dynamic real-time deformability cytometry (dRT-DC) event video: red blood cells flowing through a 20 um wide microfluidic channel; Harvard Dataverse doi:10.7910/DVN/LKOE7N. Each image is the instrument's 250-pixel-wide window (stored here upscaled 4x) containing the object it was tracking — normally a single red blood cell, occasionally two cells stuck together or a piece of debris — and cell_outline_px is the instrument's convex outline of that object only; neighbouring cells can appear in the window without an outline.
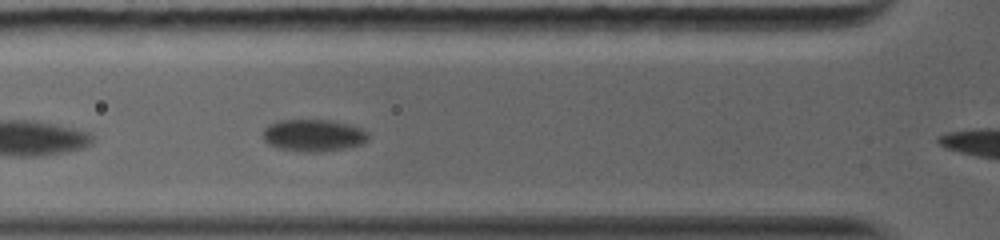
{"species": "common noctule bat (a hibernating species)", "species_latin": "Nyctalus noctula", "temperature_condition": "warm", "stored_images_in_passage": 9, "camera_frame_rate_fps": 5000, "um_per_image_px": 0.085, "animal": {"sex": "female", "body_mass_g": 19.0, "forearm_length_mm": 56.7}, "frame": {"image": 1, "passage_image": 4, "time_ms": 1.4, "image_size_px": [1000, 240], "cell_outline_px": [[368, 140], [360, 144], [344, 148], [316, 152], [304, 152], [280, 148], [268, 144], [264, 140], [264, 128], [268, 124], [276, 120], [332, 120], [348, 124], [360, 128], [368, 132]], "centroid_in_image_um": [26.62, 11.49], "position_along_channel_um": 99.2, "area_um2": 19.59}}